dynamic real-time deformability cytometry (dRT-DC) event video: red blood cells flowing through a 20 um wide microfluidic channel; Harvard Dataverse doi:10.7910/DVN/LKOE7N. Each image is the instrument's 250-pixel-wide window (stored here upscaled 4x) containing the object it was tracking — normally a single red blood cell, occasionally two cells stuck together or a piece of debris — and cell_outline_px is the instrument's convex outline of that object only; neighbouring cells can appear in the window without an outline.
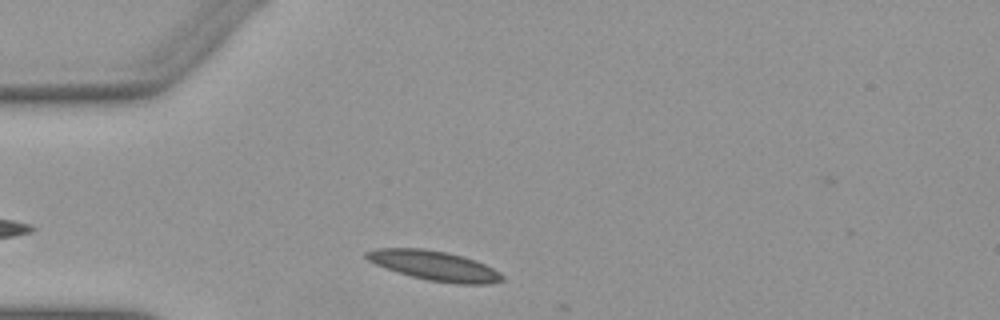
{"species": "Egyptian fruit bat (a non-hibernating species)", "species_latin": "Rousettus aegyptiacus", "temperature_condition": "warm", "stored_images_in_passage": 3, "camera_frame_rate_fps": 3000, "um_per_image_px": 0.085, "animal": {"sex": "female"}, "frame": {"image": 1, "passage_image": 2, "time_ms": 0.333, "image_size_px": [1000, 320], "cell_outline_px": [[504, 280], [488, 284], [456, 284], [428, 280], [412, 276], [376, 264], [368, 260], [364, 256], [364, 252], [376, 248], [420, 248], [448, 252], [484, 264], [500, 272], [504, 276]], "centroid_in_image_um": [36.93, 22.58], "position_along_channel_um": 48.1, "area_um2": 23.18}}